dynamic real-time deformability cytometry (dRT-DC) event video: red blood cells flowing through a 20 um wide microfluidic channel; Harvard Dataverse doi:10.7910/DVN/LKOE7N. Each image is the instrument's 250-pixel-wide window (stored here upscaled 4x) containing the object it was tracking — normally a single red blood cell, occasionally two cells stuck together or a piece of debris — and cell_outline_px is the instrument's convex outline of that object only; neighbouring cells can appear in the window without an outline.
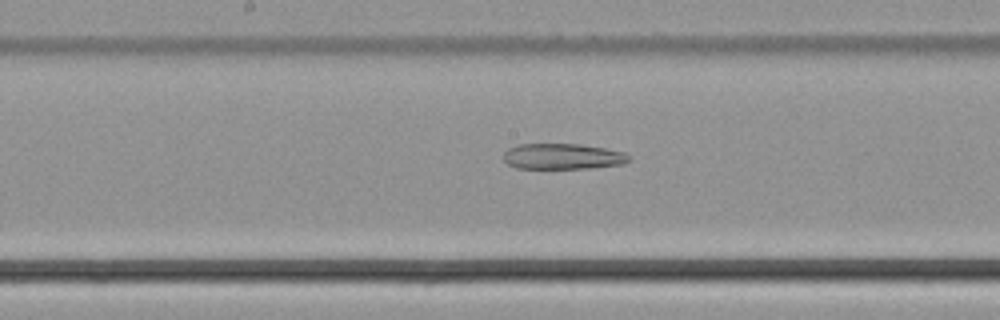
{"species": "common noctule bat (a hibernating species)", "species_latin": "Nyctalus noctula", "temperature_condition": "cold", "stored_images_in_passage": 50, "camera_frame_rate_fps": 3000, "um_per_image_px": 0.085, "animal": {"sex": "male", "body_mass_g": 21.5, "forearm_length_mm": 52.0}, "frame": {"image": 1, "passage_image": 26, "time_ms": 8.333, "image_size_px": [1000, 320], "cell_outline_px": [[632, 156], [624, 164], [588, 168], [516, 168], [508, 164], [504, 160], [504, 152], [508, 148], [520, 144], [580, 144], [604, 148], [624, 152]], "centroid_in_image_um": [47.83, 13.29], "position_along_channel_um": 200.4, "area_um2": 18.79}}
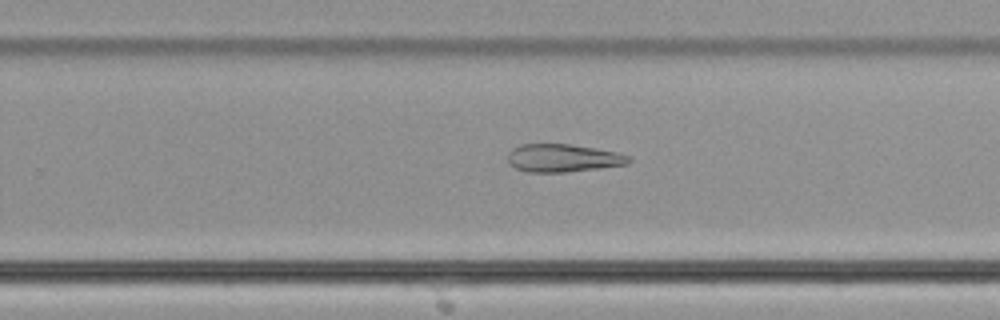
{"frame": {"image": 2, "passage_image": 32, "time_ms": 10.333, "image_size_px": [1000, 320], "cell_outline_px": [[632, 160], [628, 164], [600, 168], [568, 172], [528, 172], [516, 168], [508, 164], [508, 152], [512, 148], [520, 144], [572, 144], [616, 152], [628, 156]], "centroid_in_image_um": [47.82, 13.43], "position_along_channel_um": 282.0, "area_um2": 19.77}}
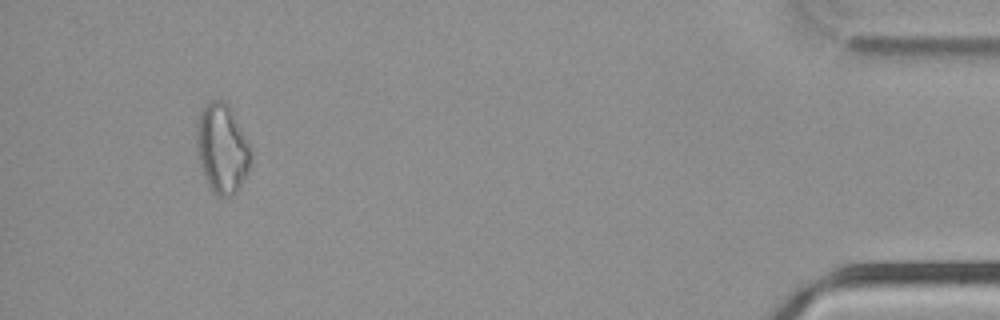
{"frame": {"image": 3, "passage_image": 47, "time_ms": 15.333, "image_size_px": [1000, 320], "cell_outline_px": [[252, 160], [248, 172], [236, 192], [228, 196], [216, 196], [208, 188], [200, 164], [196, 144], [196, 120], [204, 104], [208, 100], [224, 100], [232, 108], [248, 144]], "centroid_in_image_um": [18.85, 12.6], "position_along_channel_um": 416.4, "area_um2": 28.55}}